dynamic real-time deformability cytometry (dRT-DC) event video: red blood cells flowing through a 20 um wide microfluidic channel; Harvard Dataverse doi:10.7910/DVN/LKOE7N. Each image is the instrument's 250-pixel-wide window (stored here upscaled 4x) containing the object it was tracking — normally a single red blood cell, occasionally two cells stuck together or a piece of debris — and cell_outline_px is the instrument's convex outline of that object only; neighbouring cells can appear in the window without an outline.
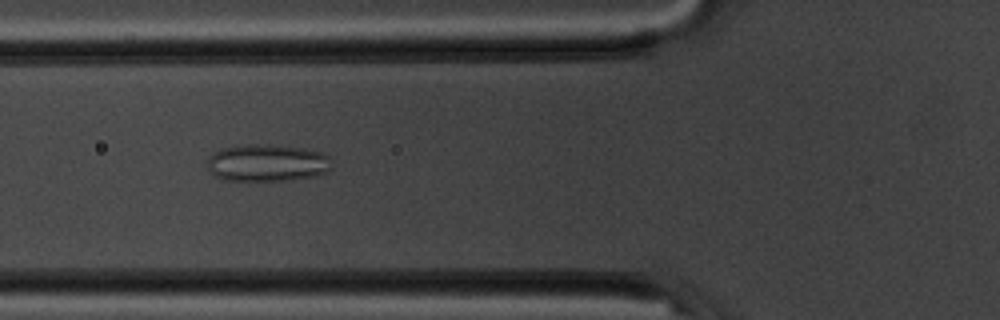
{"species": "common noctule bat (a hibernating species)", "species_latin": "Nyctalus noctula", "temperature_condition": "room temperature", "stored_images_in_passage": 54, "camera_frame_rate_fps": 3000, "um_per_image_px": 0.085, "animal": {"sex": "male", "body_mass_g": 20.1, "forearm_length_mm": 53.5}, "frame": {"image": 1, "passage_image": 19, "time_ms": 6.0, "image_size_px": [1000, 320], "cell_outline_px": [[332, 168], [328, 172], [316, 176], [292, 180], [220, 180], [208, 168], [208, 156], [212, 152], [220, 148], [244, 144], [272, 144], [304, 148], [324, 152], [332, 160]], "centroid_in_image_um": [22.74, 13.83], "position_along_channel_um": 103.1, "area_um2": 27.57}}
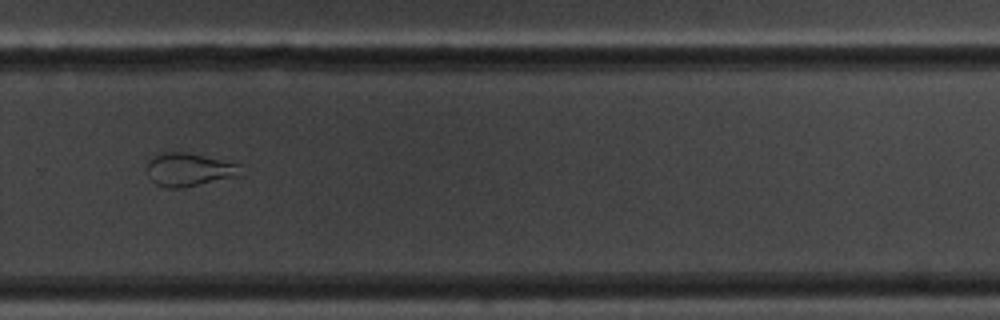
{"frame": {"image": 2, "passage_image": 36, "time_ms": 11.667, "image_size_px": [1000, 320], "cell_outline_px": [[240, 164], [236, 176], [184, 188], [168, 188], [156, 184], [148, 176], [148, 164], [152, 156], [164, 152], [188, 152]], "centroid_in_image_um": [16.01, 14.41], "position_along_channel_um": 313.8, "area_um2": 17.86}}
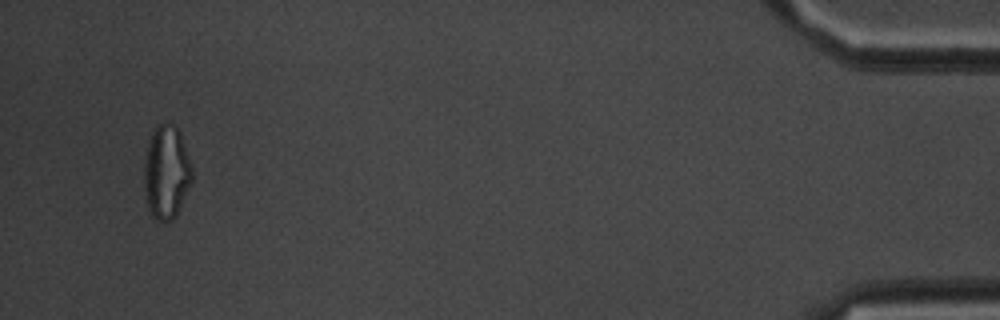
{"frame": {"image": 3, "passage_image": 51, "time_ms": 16.667, "image_size_px": [1000, 320], "cell_outline_px": [[192, 180], [176, 216], [172, 220], [156, 220], [152, 216], [148, 208], [144, 188], [144, 164], [148, 140], [156, 124], [172, 124], [180, 132], [192, 164]], "centroid_in_image_um": [14.14, 14.63], "position_along_channel_um": 421.1, "area_um2": 26.18}, "authors_computed_cell_mechanics": {"area_um2": 25.0563, "velocity_mm_per_s": 3.7274, "shape_relaxation_time_tau1_ms": null, "shape_relaxation_time_tau2_ms": 1.7952, "deformation_change_tau1": null, "deformation_change_tau2": 0.0897}}